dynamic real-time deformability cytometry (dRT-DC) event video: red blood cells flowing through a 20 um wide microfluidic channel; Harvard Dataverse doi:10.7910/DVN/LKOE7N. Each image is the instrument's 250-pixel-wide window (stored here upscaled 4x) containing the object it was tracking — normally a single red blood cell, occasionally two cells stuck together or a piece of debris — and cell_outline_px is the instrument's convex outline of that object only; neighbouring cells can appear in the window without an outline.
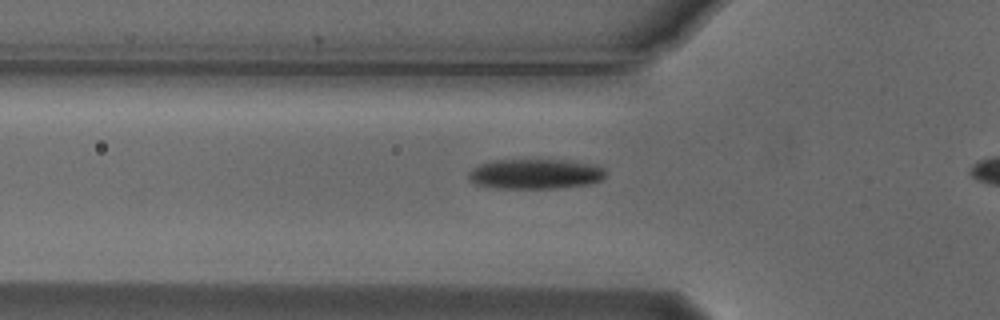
{"species": "Egyptian fruit bat (a non-hibernating species)", "species_latin": "Rousettus aegyptiacus", "temperature_condition": "cold", "stored_images_in_passage": 29, "camera_frame_rate_fps": 3000, "um_per_image_px": 0.085, "animal": {"sex": "male"}, "frame": {"image": 1, "passage_image": 5, "time_ms": 1.333, "image_size_px": [1000, 320], "cell_outline_px": [[604, 176], [600, 180], [588, 184], [560, 188], [496, 188], [476, 184], [468, 180], [468, 172], [472, 168], [480, 164], [496, 160], [572, 160], [596, 164], [604, 168]], "centroid_in_image_um": [45.5, 14.78], "position_along_channel_um": 80.3, "area_um2": 24.1}}
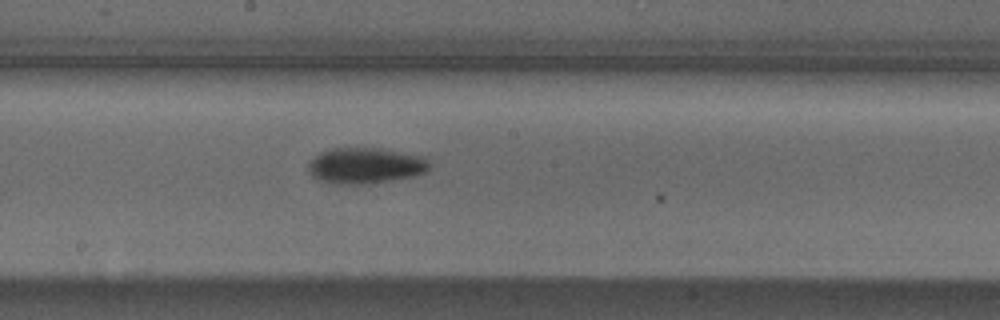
{"frame": {"image": 2, "passage_image": 16, "time_ms": 5.0, "image_size_px": [1000, 320], "cell_outline_px": [[432, 164], [424, 172], [412, 176], [368, 184], [332, 184], [320, 180], [312, 176], [308, 172], [308, 164], [320, 152], [332, 148], [380, 148], [424, 156]], "centroid_in_image_um": [31.05, 14.08], "position_along_channel_um": 217.2, "area_um2": 25.37}}
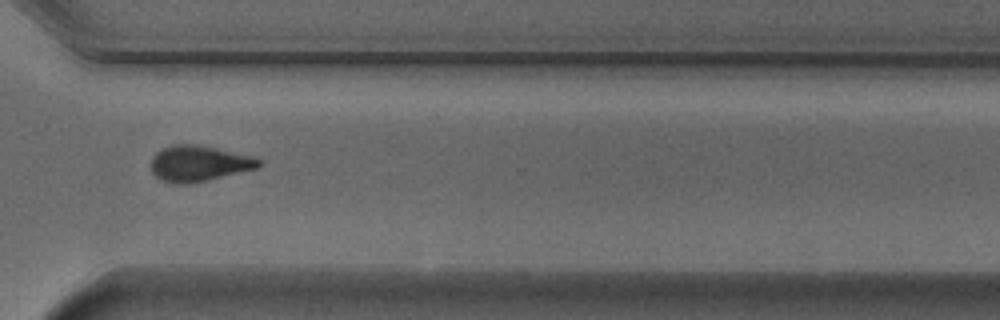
{"frame": {"image": 3, "passage_image": 27, "time_ms": 8.667, "image_size_px": [1000, 320], "cell_outline_px": [[260, 168], [204, 180], [184, 184], [180, 184], [160, 180], [152, 172], [148, 164], [152, 156], [156, 152], [172, 144], [196, 144], [256, 156], [260, 160]], "centroid_in_image_um": [16.88, 13.88], "position_along_channel_um": 353.7, "area_um2": 22.6}, "authors_computed_cell_mechanics": {"area_um2": 24.1604, "velocity_mm_per_s": 3.7278, "shape_relaxation_time_tau1_ms": 2.5308, "shape_relaxation_time_tau2_ms": 11.3349, "deformation_change_tau1": 0.1144, "deformation_change_tau2": 0.1898}}